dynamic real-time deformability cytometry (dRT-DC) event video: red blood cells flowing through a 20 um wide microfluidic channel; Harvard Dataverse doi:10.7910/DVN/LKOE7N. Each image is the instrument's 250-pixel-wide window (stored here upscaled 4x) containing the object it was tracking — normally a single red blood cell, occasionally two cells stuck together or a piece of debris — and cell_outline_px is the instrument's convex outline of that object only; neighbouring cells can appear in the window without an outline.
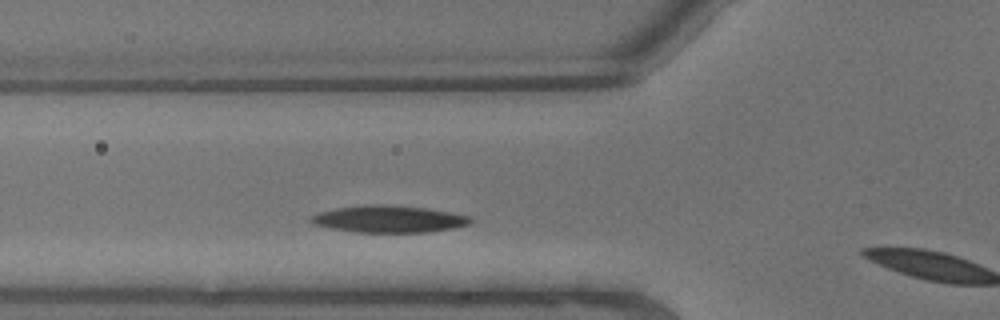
{"species": "common noctule bat (a hibernating species)", "species_latin": "Nyctalus noctula", "temperature_condition": "warm", "stored_images_in_passage": 3, "segment_of_instrument_passage": [1, 2], "camera_frame_rate_fps": 3000, "um_per_image_px": 0.085, "animal": {"sex": "male", "body_mass_g": 13.3}, "frame": {"image": 1, "passage_image": 2, "time_ms": 0.333, "image_size_px": [1000, 320], "cell_outline_px": [[476, 220], [468, 224], [456, 228], [428, 232], [360, 232], [332, 228], [312, 224], [308, 220], [316, 212], [336, 208], [364, 204], [384, 204], [424, 208], [472, 216]], "centroid_in_image_um": [33.06, 18.61], "position_along_channel_um": 92.7, "area_um2": 25.2}}